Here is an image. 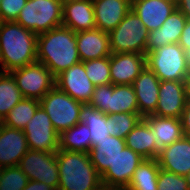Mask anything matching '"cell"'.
Instances as JSON below:
<instances>
[{"label":"cell","instance_id":"obj_22","mask_svg":"<svg viewBox=\"0 0 190 190\" xmlns=\"http://www.w3.org/2000/svg\"><path fill=\"white\" fill-rule=\"evenodd\" d=\"M187 17L177 8L157 30L149 32L146 53L171 43H178Z\"/></svg>","mask_w":190,"mask_h":190},{"label":"cell","instance_id":"obj_36","mask_svg":"<svg viewBox=\"0 0 190 190\" xmlns=\"http://www.w3.org/2000/svg\"><path fill=\"white\" fill-rule=\"evenodd\" d=\"M27 0H2L0 6L1 22H16Z\"/></svg>","mask_w":190,"mask_h":190},{"label":"cell","instance_id":"obj_40","mask_svg":"<svg viewBox=\"0 0 190 190\" xmlns=\"http://www.w3.org/2000/svg\"><path fill=\"white\" fill-rule=\"evenodd\" d=\"M177 9L190 19V0H176Z\"/></svg>","mask_w":190,"mask_h":190},{"label":"cell","instance_id":"obj_42","mask_svg":"<svg viewBox=\"0 0 190 190\" xmlns=\"http://www.w3.org/2000/svg\"><path fill=\"white\" fill-rule=\"evenodd\" d=\"M185 177L187 180L188 190H190V172Z\"/></svg>","mask_w":190,"mask_h":190},{"label":"cell","instance_id":"obj_34","mask_svg":"<svg viewBox=\"0 0 190 190\" xmlns=\"http://www.w3.org/2000/svg\"><path fill=\"white\" fill-rule=\"evenodd\" d=\"M29 179L19 166L4 167L0 181V190H23Z\"/></svg>","mask_w":190,"mask_h":190},{"label":"cell","instance_id":"obj_17","mask_svg":"<svg viewBox=\"0 0 190 190\" xmlns=\"http://www.w3.org/2000/svg\"><path fill=\"white\" fill-rule=\"evenodd\" d=\"M132 86L136 94L139 114L143 118L152 115L157 108L159 97L160 80L157 75L146 66Z\"/></svg>","mask_w":190,"mask_h":190},{"label":"cell","instance_id":"obj_7","mask_svg":"<svg viewBox=\"0 0 190 190\" xmlns=\"http://www.w3.org/2000/svg\"><path fill=\"white\" fill-rule=\"evenodd\" d=\"M89 104L106 115L139 113L133 86L128 84L95 86Z\"/></svg>","mask_w":190,"mask_h":190},{"label":"cell","instance_id":"obj_23","mask_svg":"<svg viewBox=\"0 0 190 190\" xmlns=\"http://www.w3.org/2000/svg\"><path fill=\"white\" fill-rule=\"evenodd\" d=\"M62 26L74 32L95 29L93 0L63 3Z\"/></svg>","mask_w":190,"mask_h":190},{"label":"cell","instance_id":"obj_28","mask_svg":"<svg viewBox=\"0 0 190 190\" xmlns=\"http://www.w3.org/2000/svg\"><path fill=\"white\" fill-rule=\"evenodd\" d=\"M59 149L71 152L89 153L91 150L90 130L83 122L59 134Z\"/></svg>","mask_w":190,"mask_h":190},{"label":"cell","instance_id":"obj_19","mask_svg":"<svg viewBox=\"0 0 190 190\" xmlns=\"http://www.w3.org/2000/svg\"><path fill=\"white\" fill-rule=\"evenodd\" d=\"M157 161L160 169L186 176L190 172V137L183 136L166 146Z\"/></svg>","mask_w":190,"mask_h":190},{"label":"cell","instance_id":"obj_39","mask_svg":"<svg viewBox=\"0 0 190 190\" xmlns=\"http://www.w3.org/2000/svg\"><path fill=\"white\" fill-rule=\"evenodd\" d=\"M23 190H54L51 186L34 180H29Z\"/></svg>","mask_w":190,"mask_h":190},{"label":"cell","instance_id":"obj_35","mask_svg":"<svg viewBox=\"0 0 190 190\" xmlns=\"http://www.w3.org/2000/svg\"><path fill=\"white\" fill-rule=\"evenodd\" d=\"M158 190H188L185 176L160 169L157 181Z\"/></svg>","mask_w":190,"mask_h":190},{"label":"cell","instance_id":"obj_26","mask_svg":"<svg viewBox=\"0 0 190 190\" xmlns=\"http://www.w3.org/2000/svg\"><path fill=\"white\" fill-rule=\"evenodd\" d=\"M156 139L153 129L142 118L125 137V144L145 159H156Z\"/></svg>","mask_w":190,"mask_h":190},{"label":"cell","instance_id":"obj_37","mask_svg":"<svg viewBox=\"0 0 190 190\" xmlns=\"http://www.w3.org/2000/svg\"><path fill=\"white\" fill-rule=\"evenodd\" d=\"M180 120L184 136L190 137V97L187 98Z\"/></svg>","mask_w":190,"mask_h":190},{"label":"cell","instance_id":"obj_11","mask_svg":"<svg viewBox=\"0 0 190 190\" xmlns=\"http://www.w3.org/2000/svg\"><path fill=\"white\" fill-rule=\"evenodd\" d=\"M24 134L31 150L48 153H56L59 150V133L41 106L37 108L33 118L24 128Z\"/></svg>","mask_w":190,"mask_h":190},{"label":"cell","instance_id":"obj_45","mask_svg":"<svg viewBox=\"0 0 190 190\" xmlns=\"http://www.w3.org/2000/svg\"><path fill=\"white\" fill-rule=\"evenodd\" d=\"M188 92H189V97H190V75H189V78H188Z\"/></svg>","mask_w":190,"mask_h":190},{"label":"cell","instance_id":"obj_46","mask_svg":"<svg viewBox=\"0 0 190 190\" xmlns=\"http://www.w3.org/2000/svg\"><path fill=\"white\" fill-rule=\"evenodd\" d=\"M2 170H3V167H0V181H1V177H2Z\"/></svg>","mask_w":190,"mask_h":190},{"label":"cell","instance_id":"obj_31","mask_svg":"<svg viewBox=\"0 0 190 190\" xmlns=\"http://www.w3.org/2000/svg\"><path fill=\"white\" fill-rule=\"evenodd\" d=\"M23 98L13 75L0 72V122Z\"/></svg>","mask_w":190,"mask_h":190},{"label":"cell","instance_id":"obj_8","mask_svg":"<svg viewBox=\"0 0 190 190\" xmlns=\"http://www.w3.org/2000/svg\"><path fill=\"white\" fill-rule=\"evenodd\" d=\"M39 102L59 134L79 123L82 103L73 99L57 86L47 92Z\"/></svg>","mask_w":190,"mask_h":190},{"label":"cell","instance_id":"obj_32","mask_svg":"<svg viewBox=\"0 0 190 190\" xmlns=\"http://www.w3.org/2000/svg\"><path fill=\"white\" fill-rule=\"evenodd\" d=\"M143 117L139 113H116L107 115L110 135L125 139Z\"/></svg>","mask_w":190,"mask_h":190},{"label":"cell","instance_id":"obj_44","mask_svg":"<svg viewBox=\"0 0 190 190\" xmlns=\"http://www.w3.org/2000/svg\"><path fill=\"white\" fill-rule=\"evenodd\" d=\"M100 190H123V189H114V188H104V187H102Z\"/></svg>","mask_w":190,"mask_h":190},{"label":"cell","instance_id":"obj_15","mask_svg":"<svg viewBox=\"0 0 190 190\" xmlns=\"http://www.w3.org/2000/svg\"><path fill=\"white\" fill-rule=\"evenodd\" d=\"M146 55L141 53H112L110 77L113 85H132L146 67Z\"/></svg>","mask_w":190,"mask_h":190},{"label":"cell","instance_id":"obj_5","mask_svg":"<svg viewBox=\"0 0 190 190\" xmlns=\"http://www.w3.org/2000/svg\"><path fill=\"white\" fill-rule=\"evenodd\" d=\"M62 20L61 0H27L16 23L38 35L62 26Z\"/></svg>","mask_w":190,"mask_h":190},{"label":"cell","instance_id":"obj_33","mask_svg":"<svg viewBox=\"0 0 190 190\" xmlns=\"http://www.w3.org/2000/svg\"><path fill=\"white\" fill-rule=\"evenodd\" d=\"M86 74L95 85H107L112 83L110 77V56L84 61Z\"/></svg>","mask_w":190,"mask_h":190},{"label":"cell","instance_id":"obj_4","mask_svg":"<svg viewBox=\"0 0 190 190\" xmlns=\"http://www.w3.org/2000/svg\"><path fill=\"white\" fill-rule=\"evenodd\" d=\"M146 65L160 81H188L190 75L185 50L178 43L147 52Z\"/></svg>","mask_w":190,"mask_h":190},{"label":"cell","instance_id":"obj_3","mask_svg":"<svg viewBox=\"0 0 190 190\" xmlns=\"http://www.w3.org/2000/svg\"><path fill=\"white\" fill-rule=\"evenodd\" d=\"M59 170L58 190H100L101 176L91 163L89 153L59 149L56 152Z\"/></svg>","mask_w":190,"mask_h":190},{"label":"cell","instance_id":"obj_18","mask_svg":"<svg viewBox=\"0 0 190 190\" xmlns=\"http://www.w3.org/2000/svg\"><path fill=\"white\" fill-rule=\"evenodd\" d=\"M29 150L24 130L0 123V167L17 166Z\"/></svg>","mask_w":190,"mask_h":190},{"label":"cell","instance_id":"obj_12","mask_svg":"<svg viewBox=\"0 0 190 190\" xmlns=\"http://www.w3.org/2000/svg\"><path fill=\"white\" fill-rule=\"evenodd\" d=\"M188 97V81H160L157 108L152 115L180 119Z\"/></svg>","mask_w":190,"mask_h":190},{"label":"cell","instance_id":"obj_25","mask_svg":"<svg viewBox=\"0 0 190 190\" xmlns=\"http://www.w3.org/2000/svg\"><path fill=\"white\" fill-rule=\"evenodd\" d=\"M126 147L125 139L117 136H107L102 141H97L89 151L91 163L102 176L113 165L119 153Z\"/></svg>","mask_w":190,"mask_h":190},{"label":"cell","instance_id":"obj_13","mask_svg":"<svg viewBox=\"0 0 190 190\" xmlns=\"http://www.w3.org/2000/svg\"><path fill=\"white\" fill-rule=\"evenodd\" d=\"M143 158L132 149L125 147L117 156L112 166L101 176V183L104 188L125 190L135 169L142 163Z\"/></svg>","mask_w":190,"mask_h":190},{"label":"cell","instance_id":"obj_43","mask_svg":"<svg viewBox=\"0 0 190 190\" xmlns=\"http://www.w3.org/2000/svg\"><path fill=\"white\" fill-rule=\"evenodd\" d=\"M63 3H68V2H72V1H84V0H61Z\"/></svg>","mask_w":190,"mask_h":190},{"label":"cell","instance_id":"obj_20","mask_svg":"<svg viewBox=\"0 0 190 190\" xmlns=\"http://www.w3.org/2000/svg\"><path fill=\"white\" fill-rule=\"evenodd\" d=\"M77 49L81 62L109 57V34L100 29L76 32Z\"/></svg>","mask_w":190,"mask_h":190},{"label":"cell","instance_id":"obj_21","mask_svg":"<svg viewBox=\"0 0 190 190\" xmlns=\"http://www.w3.org/2000/svg\"><path fill=\"white\" fill-rule=\"evenodd\" d=\"M96 28L109 33L131 10L126 0H93Z\"/></svg>","mask_w":190,"mask_h":190},{"label":"cell","instance_id":"obj_10","mask_svg":"<svg viewBox=\"0 0 190 190\" xmlns=\"http://www.w3.org/2000/svg\"><path fill=\"white\" fill-rule=\"evenodd\" d=\"M18 166L29 180L45 183L58 190L59 170L56 153L29 149Z\"/></svg>","mask_w":190,"mask_h":190},{"label":"cell","instance_id":"obj_24","mask_svg":"<svg viewBox=\"0 0 190 190\" xmlns=\"http://www.w3.org/2000/svg\"><path fill=\"white\" fill-rule=\"evenodd\" d=\"M144 119L153 129V134L157 138L156 145V159L159 153L175 141H178L184 136L179 118L159 117L156 115L145 116Z\"/></svg>","mask_w":190,"mask_h":190},{"label":"cell","instance_id":"obj_29","mask_svg":"<svg viewBox=\"0 0 190 190\" xmlns=\"http://www.w3.org/2000/svg\"><path fill=\"white\" fill-rule=\"evenodd\" d=\"M159 170L157 159H144L135 169L134 175L125 190H158Z\"/></svg>","mask_w":190,"mask_h":190},{"label":"cell","instance_id":"obj_27","mask_svg":"<svg viewBox=\"0 0 190 190\" xmlns=\"http://www.w3.org/2000/svg\"><path fill=\"white\" fill-rule=\"evenodd\" d=\"M79 122H83L90 130L91 148L102 141L105 137L110 136L107 124V115L94 108L91 104H82L79 112Z\"/></svg>","mask_w":190,"mask_h":190},{"label":"cell","instance_id":"obj_1","mask_svg":"<svg viewBox=\"0 0 190 190\" xmlns=\"http://www.w3.org/2000/svg\"><path fill=\"white\" fill-rule=\"evenodd\" d=\"M37 61L44 64L56 77L62 71L79 63L76 32L59 26L38 34Z\"/></svg>","mask_w":190,"mask_h":190},{"label":"cell","instance_id":"obj_41","mask_svg":"<svg viewBox=\"0 0 190 190\" xmlns=\"http://www.w3.org/2000/svg\"><path fill=\"white\" fill-rule=\"evenodd\" d=\"M185 58L190 72V49L185 50Z\"/></svg>","mask_w":190,"mask_h":190},{"label":"cell","instance_id":"obj_16","mask_svg":"<svg viewBox=\"0 0 190 190\" xmlns=\"http://www.w3.org/2000/svg\"><path fill=\"white\" fill-rule=\"evenodd\" d=\"M176 8V0H134L131 3V9L149 32L159 29Z\"/></svg>","mask_w":190,"mask_h":190},{"label":"cell","instance_id":"obj_38","mask_svg":"<svg viewBox=\"0 0 190 190\" xmlns=\"http://www.w3.org/2000/svg\"><path fill=\"white\" fill-rule=\"evenodd\" d=\"M178 44L184 50L190 49V19L186 20V24L182 31Z\"/></svg>","mask_w":190,"mask_h":190},{"label":"cell","instance_id":"obj_6","mask_svg":"<svg viewBox=\"0 0 190 190\" xmlns=\"http://www.w3.org/2000/svg\"><path fill=\"white\" fill-rule=\"evenodd\" d=\"M111 53H141L146 55L149 31L131 9L109 33Z\"/></svg>","mask_w":190,"mask_h":190},{"label":"cell","instance_id":"obj_14","mask_svg":"<svg viewBox=\"0 0 190 190\" xmlns=\"http://www.w3.org/2000/svg\"><path fill=\"white\" fill-rule=\"evenodd\" d=\"M55 86L82 104L90 102L95 88L81 61L57 75Z\"/></svg>","mask_w":190,"mask_h":190},{"label":"cell","instance_id":"obj_2","mask_svg":"<svg viewBox=\"0 0 190 190\" xmlns=\"http://www.w3.org/2000/svg\"><path fill=\"white\" fill-rule=\"evenodd\" d=\"M38 35L16 22H0V62L11 73L37 61Z\"/></svg>","mask_w":190,"mask_h":190},{"label":"cell","instance_id":"obj_30","mask_svg":"<svg viewBox=\"0 0 190 190\" xmlns=\"http://www.w3.org/2000/svg\"><path fill=\"white\" fill-rule=\"evenodd\" d=\"M39 106V100L23 98L0 123L10 128L24 130Z\"/></svg>","mask_w":190,"mask_h":190},{"label":"cell","instance_id":"obj_9","mask_svg":"<svg viewBox=\"0 0 190 190\" xmlns=\"http://www.w3.org/2000/svg\"><path fill=\"white\" fill-rule=\"evenodd\" d=\"M24 98L41 100L55 86V76L41 62L11 72Z\"/></svg>","mask_w":190,"mask_h":190}]
</instances>
